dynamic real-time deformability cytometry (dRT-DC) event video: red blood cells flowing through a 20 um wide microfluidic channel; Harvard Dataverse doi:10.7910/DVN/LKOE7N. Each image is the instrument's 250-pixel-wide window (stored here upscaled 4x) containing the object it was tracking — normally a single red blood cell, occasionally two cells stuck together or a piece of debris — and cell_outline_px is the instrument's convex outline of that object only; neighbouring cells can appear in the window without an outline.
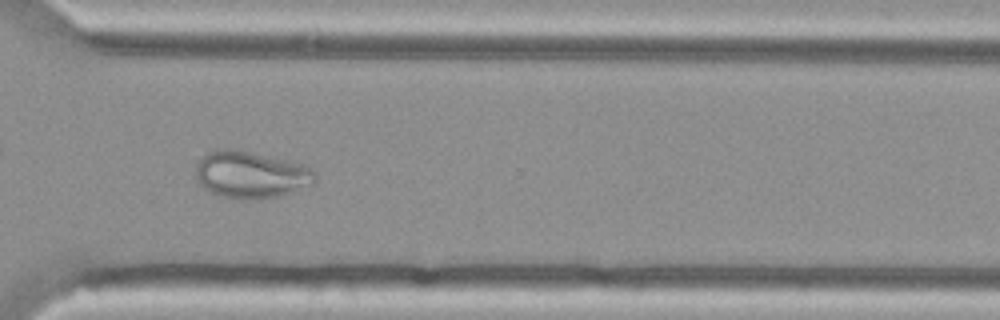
{"species": "Egyptian fruit bat (a non-hibernating species)", "species_latin": "Rousettus aegyptiacus", "temperature_condition": "cold", "stored_images_in_passage": 50, "camera_frame_rate_fps": 3000, "um_per_image_px": 0.085, "animal": {"sex": "female"}, "frame": {"image": 1, "passage_image": 36, "time_ms": 11.667, "image_size_px": [1000, 320], "cell_outline_px": [[316, 180], [312, 184], [280, 196], [256, 200], [240, 200], [216, 196], [204, 188], [196, 180], [196, 160], [208, 152], [216, 148], [236, 148], [288, 160], [304, 164], [316, 172]], "centroid_in_image_um": [21.28, 14.84], "position_along_channel_um": 349.3, "area_um2": 33.52}}